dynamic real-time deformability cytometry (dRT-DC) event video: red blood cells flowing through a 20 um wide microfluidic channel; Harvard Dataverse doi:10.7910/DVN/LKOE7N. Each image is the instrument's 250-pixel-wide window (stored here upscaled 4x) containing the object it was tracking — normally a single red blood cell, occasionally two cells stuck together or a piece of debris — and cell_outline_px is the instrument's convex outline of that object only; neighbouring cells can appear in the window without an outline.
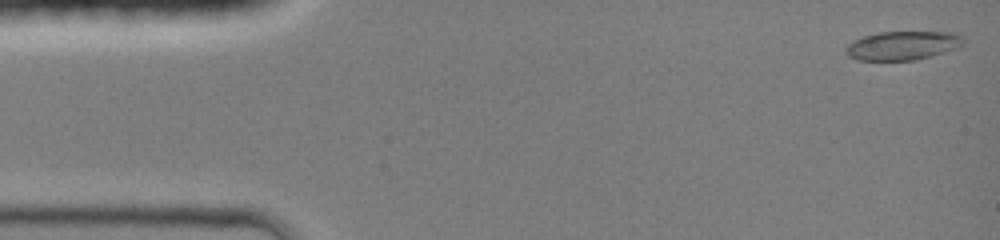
{"species": "common noctule bat (a hibernating species)", "species_latin": "Nyctalus noctula", "temperature_condition": "room temperature", "stored_images_in_passage": 17, "camera_frame_rate_fps": 3000, "um_per_image_px": 0.085, "animal": {"sex": "female", "body_mass_g": 19.0, "forearm_length_mm": 51.5}, "frame": {"image": 1, "passage_image": 1, "time_ms": 0.0, "image_size_px": [1000, 240], "cell_outline_px": [[964, 44], [956, 48], [916, 60], [856, 60], [848, 56], [844, 52], [844, 48], [852, 40], [864, 36], [880, 32], [956, 32], [964, 36]], "centroid_in_image_um": [76.71, 3.86], "position_along_channel_um": 8.3, "area_um2": 19.88}}
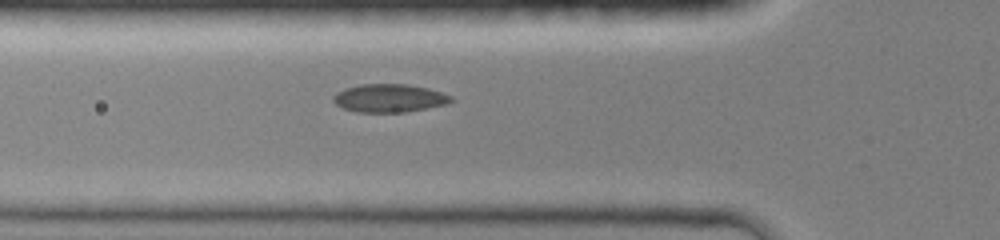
{"frame": {"image": 2, "passage_image": 10, "time_ms": 4.667, "image_size_px": [1000, 240], "cell_outline_px": [[452, 100], [448, 104], [404, 112], [356, 112], [344, 108], [336, 104], [332, 100], [332, 96], [336, 92], [344, 88], [360, 84], [408, 84], [428, 88], [452, 96]], "centroid_in_image_um": [33.06, 8.33], "position_along_channel_um": 92.7, "area_um2": 19.36}}
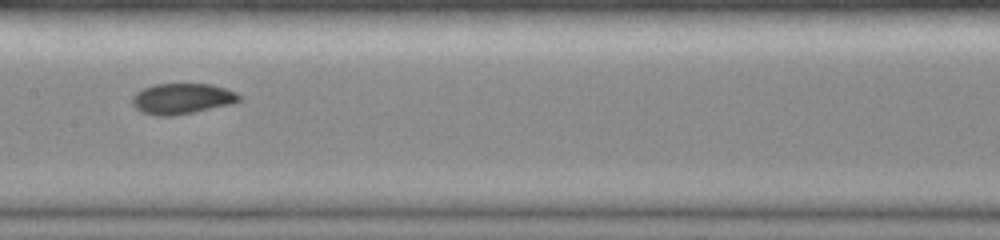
{"frame": {"image": 3, "passage_image": 15, "time_ms": 7.0, "image_size_px": [1000, 240], "cell_outline_px": [[240, 100], [232, 104], [172, 116], [156, 116], [140, 112], [132, 104], [132, 96], [136, 92], [144, 88], [156, 84], [212, 84], [236, 92], [240, 96]], "centroid_in_image_um": [15.45, 8.39], "position_along_channel_um": 192.0, "area_um2": 19.07}}